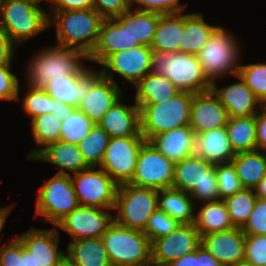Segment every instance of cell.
<instances>
[{"label":"cell","instance_id":"cell-5","mask_svg":"<svg viewBox=\"0 0 266 266\" xmlns=\"http://www.w3.org/2000/svg\"><path fill=\"white\" fill-rule=\"evenodd\" d=\"M101 239L112 266L152 264L151 241L143 231L113 221Z\"/></svg>","mask_w":266,"mask_h":266},{"label":"cell","instance_id":"cell-44","mask_svg":"<svg viewBox=\"0 0 266 266\" xmlns=\"http://www.w3.org/2000/svg\"><path fill=\"white\" fill-rule=\"evenodd\" d=\"M179 225L178 221L157 209L149 218L144 233L152 243L155 239L172 233Z\"/></svg>","mask_w":266,"mask_h":266},{"label":"cell","instance_id":"cell-25","mask_svg":"<svg viewBox=\"0 0 266 266\" xmlns=\"http://www.w3.org/2000/svg\"><path fill=\"white\" fill-rule=\"evenodd\" d=\"M195 136L193 129L187 125L158 134L149 142L175 164L195 154Z\"/></svg>","mask_w":266,"mask_h":266},{"label":"cell","instance_id":"cell-21","mask_svg":"<svg viewBox=\"0 0 266 266\" xmlns=\"http://www.w3.org/2000/svg\"><path fill=\"white\" fill-rule=\"evenodd\" d=\"M241 80L229 86L218 89L213 82L211 89L219 98L222 105L226 108L229 117H250L256 115L262 103L255 97L246 83L238 75L235 76Z\"/></svg>","mask_w":266,"mask_h":266},{"label":"cell","instance_id":"cell-51","mask_svg":"<svg viewBox=\"0 0 266 266\" xmlns=\"http://www.w3.org/2000/svg\"><path fill=\"white\" fill-rule=\"evenodd\" d=\"M53 6L51 8L52 12H62L69 10H85L93 8L92 0H52Z\"/></svg>","mask_w":266,"mask_h":266},{"label":"cell","instance_id":"cell-23","mask_svg":"<svg viewBox=\"0 0 266 266\" xmlns=\"http://www.w3.org/2000/svg\"><path fill=\"white\" fill-rule=\"evenodd\" d=\"M132 48L131 35L115 18L105 19L101 25L97 43L88 55V61L102 64L110 55Z\"/></svg>","mask_w":266,"mask_h":266},{"label":"cell","instance_id":"cell-14","mask_svg":"<svg viewBox=\"0 0 266 266\" xmlns=\"http://www.w3.org/2000/svg\"><path fill=\"white\" fill-rule=\"evenodd\" d=\"M17 237L21 240L23 266H57L65 255L58 250L59 231L56 226L51 230L31 227Z\"/></svg>","mask_w":266,"mask_h":266},{"label":"cell","instance_id":"cell-62","mask_svg":"<svg viewBox=\"0 0 266 266\" xmlns=\"http://www.w3.org/2000/svg\"><path fill=\"white\" fill-rule=\"evenodd\" d=\"M129 266H152V264H144V265H129Z\"/></svg>","mask_w":266,"mask_h":266},{"label":"cell","instance_id":"cell-27","mask_svg":"<svg viewBox=\"0 0 266 266\" xmlns=\"http://www.w3.org/2000/svg\"><path fill=\"white\" fill-rule=\"evenodd\" d=\"M33 160H41L57 165L60 170L56 174L60 175L71 176L68 171L77 174L89 168L83 159L78 145L63 141L48 145Z\"/></svg>","mask_w":266,"mask_h":266},{"label":"cell","instance_id":"cell-4","mask_svg":"<svg viewBox=\"0 0 266 266\" xmlns=\"http://www.w3.org/2000/svg\"><path fill=\"white\" fill-rule=\"evenodd\" d=\"M172 188L189 193L194 202L222 200L218 191L216 164L196 154L175 163Z\"/></svg>","mask_w":266,"mask_h":266},{"label":"cell","instance_id":"cell-19","mask_svg":"<svg viewBox=\"0 0 266 266\" xmlns=\"http://www.w3.org/2000/svg\"><path fill=\"white\" fill-rule=\"evenodd\" d=\"M100 70L89 69L85 74H69L51 79L43 89L53 98L74 108L87 96L90 87L101 77Z\"/></svg>","mask_w":266,"mask_h":266},{"label":"cell","instance_id":"cell-31","mask_svg":"<svg viewBox=\"0 0 266 266\" xmlns=\"http://www.w3.org/2000/svg\"><path fill=\"white\" fill-rule=\"evenodd\" d=\"M66 255L75 266H112L101 238L71 241Z\"/></svg>","mask_w":266,"mask_h":266},{"label":"cell","instance_id":"cell-2","mask_svg":"<svg viewBox=\"0 0 266 266\" xmlns=\"http://www.w3.org/2000/svg\"><path fill=\"white\" fill-rule=\"evenodd\" d=\"M88 56L81 50L55 45L46 48L29 61L27 78L32 88H43L51 79L69 74H85L90 68L81 60Z\"/></svg>","mask_w":266,"mask_h":266},{"label":"cell","instance_id":"cell-3","mask_svg":"<svg viewBox=\"0 0 266 266\" xmlns=\"http://www.w3.org/2000/svg\"><path fill=\"white\" fill-rule=\"evenodd\" d=\"M193 93L181 91L156 104H137L140 108V132L149 142L154 136L190 123Z\"/></svg>","mask_w":266,"mask_h":266},{"label":"cell","instance_id":"cell-24","mask_svg":"<svg viewBox=\"0 0 266 266\" xmlns=\"http://www.w3.org/2000/svg\"><path fill=\"white\" fill-rule=\"evenodd\" d=\"M110 138L134 137L140 133V108L118 100L97 123Z\"/></svg>","mask_w":266,"mask_h":266},{"label":"cell","instance_id":"cell-20","mask_svg":"<svg viewBox=\"0 0 266 266\" xmlns=\"http://www.w3.org/2000/svg\"><path fill=\"white\" fill-rule=\"evenodd\" d=\"M201 245L224 266L244 261L245 234L241 228L203 235Z\"/></svg>","mask_w":266,"mask_h":266},{"label":"cell","instance_id":"cell-55","mask_svg":"<svg viewBox=\"0 0 266 266\" xmlns=\"http://www.w3.org/2000/svg\"><path fill=\"white\" fill-rule=\"evenodd\" d=\"M198 266H224L205 247H198Z\"/></svg>","mask_w":266,"mask_h":266},{"label":"cell","instance_id":"cell-18","mask_svg":"<svg viewBox=\"0 0 266 266\" xmlns=\"http://www.w3.org/2000/svg\"><path fill=\"white\" fill-rule=\"evenodd\" d=\"M228 119L226 108L212 89L193 93L189 126L195 135L225 127Z\"/></svg>","mask_w":266,"mask_h":266},{"label":"cell","instance_id":"cell-48","mask_svg":"<svg viewBox=\"0 0 266 266\" xmlns=\"http://www.w3.org/2000/svg\"><path fill=\"white\" fill-rule=\"evenodd\" d=\"M11 65H0V100H19V80L10 70Z\"/></svg>","mask_w":266,"mask_h":266},{"label":"cell","instance_id":"cell-34","mask_svg":"<svg viewBox=\"0 0 266 266\" xmlns=\"http://www.w3.org/2000/svg\"><path fill=\"white\" fill-rule=\"evenodd\" d=\"M231 163L243 188L254 189L266 175V153L262 151L238 153Z\"/></svg>","mask_w":266,"mask_h":266},{"label":"cell","instance_id":"cell-26","mask_svg":"<svg viewBox=\"0 0 266 266\" xmlns=\"http://www.w3.org/2000/svg\"><path fill=\"white\" fill-rule=\"evenodd\" d=\"M195 154L214 164L231 163L236 155L225 127L196 135Z\"/></svg>","mask_w":266,"mask_h":266},{"label":"cell","instance_id":"cell-8","mask_svg":"<svg viewBox=\"0 0 266 266\" xmlns=\"http://www.w3.org/2000/svg\"><path fill=\"white\" fill-rule=\"evenodd\" d=\"M0 26L16 45L34 37L49 27V15L32 2L0 0Z\"/></svg>","mask_w":266,"mask_h":266},{"label":"cell","instance_id":"cell-41","mask_svg":"<svg viewBox=\"0 0 266 266\" xmlns=\"http://www.w3.org/2000/svg\"><path fill=\"white\" fill-rule=\"evenodd\" d=\"M238 76L262 105L266 106V63L240 65Z\"/></svg>","mask_w":266,"mask_h":266},{"label":"cell","instance_id":"cell-54","mask_svg":"<svg viewBox=\"0 0 266 266\" xmlns=\"http://www.w3.org/2000/svg\"><path fill=\"white\" fill-rule=\"evenodd\" d=\"M76 108L65 104L61 100L52 97V110L51 114L54 115L59 121L63 122L67 119Z\"/></svg>","mask_w":266,"mask_h":266},{"label":"cell","instance_id":"cell-57","mask_svg":"<svg viewBox=\"0 0 266 266\" xmlns=\"http://www.w3.org/2000/svg\"><path fill=\"white\" fill-rule=\"evenodd\" d=\"M254 191L257 198L266 199V175L260 180Z\"/></svg>","mask_w":266,"mask_h":266},{"label":"cell","instance_id":"cell-7","mask_svg":"<svg viewBox=\"0 0 266 266\" xmlns=\"http://www.w3.org/2000/svg\"><path fill=\"white\" fill-rule=\"evenodd\" d=\"M230 32L219 26L197 57L207 80L212 84L227 74L238 75L240 45ZM238 62V63H237Z\"/></svg>","mask_w":266,"mask_h":266},{"label":"cell","instance_id":"cell-58","mask_svg":"<svg viewBox=\"0 0 266 266\" xmlns=\"http://www.w3.org/2000/svg\"><path fill=\"white\" fill-rule=\"evenodd\" d=\"M13 206H7L5 208H0V235L1 231L3 230V227L5 225V221L7 217L9 216V213L11 211Z\"/></svg>","mask_w":266,"mask_h":266},{"label":"cell","instance_id":"cell-1","mask_svg":"<svg viewBox=\"0 0 266 266\" xmlns=\"http://www.w3.org/2000/svg\"><path fill=\"white\" fill-rule=\"evenodd\" d=\"M52 13H48L49 26L55 25L57 29L56 45L81 50L88 56L105 19L94 8Z\"/></svg>","mask_w":266,"mask_h":266},{"label":"cell","instance_id":"cell-16","mask_svg":"<svg viewBox=\"0 0 266 266\" xmlns=\"http://www.w3.org/2000/svg\"><path fill=\"white\" fill-rule=\"evenodd\" d=\"M201 245V236L193 224H180L172 233L151 243L152 266H168Z\"/></svg>","mask_w":266,"mask_h":266},{"label":"cell","instance_id":"cell-13","mask_svg":"<svg viewBox=\"0 0 266 266\" xmlns=\"http://www.w3.org/2000/svg\"><path fill=\"white\" fill-rule=\"evenodd\" d=\"M89 167L71 176L79 204L114 209L118 185L103 169Z\"/></svg>","mask_w":266,"mask_h":266},{"label":"cell","instance_id":"cell-40","mask_svg":"<svg viewBox=\"0 0 266 266\" xmlns=\"http://www.w3.org/2000/svg\"><path fill=\"white\" fill-rule=\"evenodd\" d=\"M95 123L86 116L79 108L61 124L60 140L63 142L78 145L94 127Z\"/></svg>","mask_w":266,"mask_h":266},{"label":"cell","instance_id":"cell-35","mask_svg":"<svg viewBox=\"0 0 266 266\" xmlns=\"http://www.w3.org/2000/svg\"><path fill=\"white\" fill-rule=\"evenodd\" d=\"M203 207L195 214L193 225L200 236L234 228L223 200L202 202Z\"/></svg>","mask_w":266,"mask_h":266},{"label":"cell","instance_id":"cell-56","mask_svg":"<svg viewBox=\"0 0 266 266\" xmlns=\"http://www.w3.org/2000/svg\"><path fill=\"white\" fill-rule=\"evenodd\" d=\"M168 266H198V248L189 254L181 256Z\"/></svg>","mask_w":266,"mask_h":266},{"label":"cell","instance_id":"cell-9","mask_svg":"<svg viewBox=\"0 0 266 266\" xmlns=\"http://www.w3.org/2000/svg\"><path fill=\"white\" fill-rule=\"evenodd\" d=\"M158 190L122 184L117 187L114 221L124 227L145 231L151 215L158 209Z\"/></svg>","mask_w":266,"mask_h":266},{"label":"cell","instance_id":"cell-43","mask_svg":"<svg viewBox=\"0 0 266 266\" xmlns=\"http://www.w3.org/2000/svg\"><path fill=\"white\" fill-rule=\"evenodd\" d=\"M216 176L218 191L222 200L243 189L232 163L216 164Z\"/></svg>","mask_w":266,"mask_h":266},{"label":"cell","instance_id":"cell-15","mask_svg":"<svg viewBox=\"0 0 266 266\" xmlns=\"http://www.w3.org/2000/svg\"><path fill=\"white\" fill-rule=\"evenodd\" d=\"M152 53V48L147 45L116 52L101 64L104 67L100 70L101 75L114 81L113 73H116L135 86L151 72Z\"/></svg>","mask_w":266,"mask_h":266},{"label":"cell","instance_id":"cell-46","mask_svg":"<svg viewBox=\"0 0 266 266\" xmlns=\"http://www.w3.org/2000/svg\"><path fill=\"white\" fill-rule=\"evenodd\" d=\"M241 230L245 235H266V199L257 198L252 213Z\"/></svg>","mask_w":266,"mask_h":266},{"label":"cell","instance_id":"cell-11","mask_svg":"<svg viewBox=\"0 0 266 266\" xmlns=\"http://www.w3.org/2000/svg\"><path fill=\"white\" fill-rule=\"evenodd\" d=\"M146 142L141 132L134 137L110 138L100 165L119 186L129 184L135 174L140 148Z\"/></svg>","mask_w":266,"mask_h":266},{"label":"cell","instance_id":"cell-29","mask_svg":"<svg viewBox=\"0 0 266 266\" xmlns=\"http://www.w3.org/2000/svg\"><path fill=\"white\" fill-rule=\"evenodd\" d=\"M218 27L207 24L201 13L183 14V31L179 52L197 55Z\"/></svg>","mask_w":266,"mask_h":266},{"label":"cell","instance_id":"cell-30","mask_svg":"<svg viewBox=\"0 0 266 266\" xmlns=\"http://www.w3.org/2000/svg\"><path fill=\"white\" fill-rule=\"evenodd\" d=\"M183 31V13L161 14L150 47L155 53L179 52Z\"/></svg>","mask_w":266,"mask_h":266},{"label":"cell","instance_id":"cell-33","mask_svg":"<svg viewBox=\"0 0 266 266\" xmlns=\"http://www.w3.org/2000/svg\"><path fill=\"white\" fill-rule=\"evenodd\" d=\"M158 210L180 224H193L195 204L189 193L174 188L158 190Z\"/></svg>","mask_w":266,"mask_h":266},{"label":"cell","instance_id":"cell-49","mask_svg":"<svg viewBox=\"0 0 266 266\" xmlns=\"http://www.w3.org/2000/svg\"><path fill=\"white\" fill-rule=\"evenodd\" d=\"M93 8L104 18L114 19L130 9L129 0H92Z\"/></svg>","mask_w":266,"mask_h":266},{"label":"cell","instance_id":"cell-32","mask_svg":"<svg viewBox=\"0 0 266 266\" xmlns=\"http://www.w3.org/2000/svg\"><path fill=\"white\" fill-rule=\"evenodd\" d=\"M136 104H156L173 98L181 92L170 79L154 73L147 74L136 85Z\"/></svg>","mask_w":266,"mask_h":266},{"label":"cell","instance_id":"cell-53","mask_svg":"<svg viewBox=\"0 0 266 266\" xmlns=\"http://www.w3.org/2000/svg\"><path fill=\"white\" fill-rule=\"evenodd\" d=\"M260 114H256L257 150L266 153V106H262Z\"/></svg>","mask_w":266,"mask_h":266},{"label":"cell","instance_id":"cell-39","mask_svg":"<svg viewBox=\"0 0 266 266\" xmlns=\"http://www.w3.org/2000/svg\"><path fill=\"white\" fill-rule=\"evenodd\" d=\"M256 200L254 189L247 188L223 199L234 227L242 228L245 225Z\"/></svg>","mask_w":266,"mask_h":266},{"label":"cell","instance_id":"cell-47","mask_svg":"<svg viewBox=\"0 0 266 266\" xmlns=\"http://www.w3.org/2000/svg\"><path fill=\"white\" fill-rule=\"evenodd\" d=\"M139 4L138 6H135ZM130 8L135 10L157 12L160 14L182 13L185 6L179 0H129Z\"/></svg>","mask_w":266,"mask_h":266},{"label":"cell","instance_id":"cell-36","mask_svg":"<svg viewBox=\"0 0 266 266\" xmlns=\"http://www.w3.org/2000/svg\"><path fill=\"white\" fill-rule=\"evenodd\" d=\"M225 128L235 154L257 150L256 115L229 117Z\"/></svg>","mask_w":266,"mask_h":266},{"label":"cell","instance_id":"cell-6","mask_svg":"<svg viewBox=\"0 0 266 266\" xmlns=\"http://www.w3.org/2000/svg\"><path fill=\"white\" fill-rule=\"evenodd\" d=\"M151 73L165 76L181 91L194 94L210 90L212 86L194 54L153 52Z\"/></svg>","mask_w":266,"mask_h":266},{"label":"cell","instance_id":"cell-45","mask_svg":"<svg viewBox=\"0 0 266 266\" xmlns=\"http://www.w3.org/2000/svg\"><path fill=\"white\" fill-rule=\"evenodd\" d=\"M244 261L266 266V235H245Z\"/></svg>","mask_w":266,"mask_h":266},{"label":"cell","instance_id":"cell-42","mask_svg":"<svg viewBox=\"0 0 266 266\" xmlns=\"http://www.w3.org/2000/svg\"><path fill=\"white\" fill-rule=\"evenodd\" d=\"M28 88L23 98V108L31 119L43 113H51L52 97L43 88Z\"/></svg>","mask_w":266,"mask_h":266},{"label":"cell","instance_id":"cell-22","mask_svg":"<svg viewBox=\"0 0 266 266\" xmlns=\"http://www.w3.org/2000/svg\"><path fill=\"white\" fill-rule=\"evenodd\" d=\"M122 89L117 81L101 76L91 87L87 96L80 102L79 109L97 124L108 110L121 99Z\"/></svg>","mask_w":266,"mask_h":266},{"label":"cell","instance_id":"cell-17","mask_svg":"<svg viewBox=\"0 0 266 266\" xmlns=\"http://www.w3.org/2000/svg\"><path fill=\"white\" fill-rule=\"evenodd\" d=\"M114 217L106 209L79 205L67 214L56 227L68 233L73 241L88 238H101Z\"/></svg>","mask_w":266,"mask_h":266},{"label":"cell","instance_id":"cell-12","mask_svg":"<svg viewBox=\"0 0 266 266\" xmlns=\"http://www.w3.org/2000/svg\"><path fill=\"white\" fill-rule=\"evenodd\" d=\"M175 164L150 142L140 148L135 174L129 183L135 187L170 189L174 182Z\"/></svg>","mask_w":266,"mask_h":266},{"label":"cell","instance_id":"cell-59","mask_svg":"<svg viewBox=\"0 0 266 266\" xmlns=\"http://www.w3.org/2000/svg\"><path fill=\"white\" fill-rule=\"evenodd\" d=\"M57 266H75V265L65 254L63 258L58 262Z\"/></svg>","mask_w":266,"mask_h":266},{"label":"cell","instance_id":"cell-60","mask_svg":"<svg viewBox=\"0 0 266 266\" xmlns=\"http://www.w3.org/2000/svg\"><path fill=\"white\" fill-rule=\"evenodd\" d=\"M24 1H29V2H32V3H34V4H36V5H38V6H40V3L42 2V1H46V2H48V3H52V0H24Z\"/></svg>","mask_w":266,"mask_h":266},{"label":"cell","instance_id":"cell-28","mask_svg":"<svg viewBox=\"0 0 266 266\" xmlns=\"http://www.w3.org/2000/svg\"><path fill=\"white\" fill-rule=\"evenodd\" d=\"M160 13L135 10L131 8L115 19L124 27L127 28L131 35L132 48L147 45L150 46L154 39L156 26Z\"/></svg>","mask_w":266,"mask_h":266},{"label":"cell","instance_id":"cell-52","mask_svg":"<svg viewBox=\"0 0 266 266\" xmlns=\"http://www.w3.org/2000/svg\"><path fill=\"white\" fill-rule=\"evenodd\" d=\"M14 46L15 44L10 40L8 33L0 26V65H11L16 49Z\"/></svg>","mask_w":266,"mask_h":266},{"label":"cell","instance_id":"cell-10","mask_svg":"<svg viewBox=\"0 0 266 266\" xmlns=\"http://www.w3.org/2000/svg\"><path fill=\"white\" fill-rule=\"evenodd\" d=\"M36 214L56 226L80 204L69 175L56 174L39 187Z\"/></svg>","mask_w":266,"mask_h":266},{"label":"cell","instance_id":"cell-38","mask_svg":"<svg viewBox=\"0 0 266 266\" xmlns=\"http://www.w3.org/2000/svg\"><path fill=\"white\" fill-rule=\"evenodd\" d=\"M110 140L108 133L98 124H95L91 132L78 144L85 163L89 167L100 166Z\"/></svg>","mask_w":266,"mask_h":266},{"label":"cell","instance_id":"cell-61","mask_svg":"<svg viewBox=\"0 0 266 266\" xmlns=\"http://www.w3.org/2000/svg\"><path fill=\"white\" fill-rule=\"evenodd\" d=\"M232 266H253V265L248 263V262L243 261V262H239V263L232 265Z\"/></svg>","mask_w":266,"mask_h":266},{"label":"cell","instance_id":"cell-50","mask_svg":"<svg viewBox=\"0 0 266 266\" xmlns=\"http://www.w3.org/2000/svg\"><path fill=\"white\" fill-rule=\"evenodd\" d=\"M0 266H23L21 240L17 236L0 247Z\"/></svg>","mask_w":266,"mask_h":266},{"label":"cell","instance_id":"cell-37","mask_svg":"<svg viewBox=\"0 0 266 266\" xmlns=\"http://www.w3.org/2000/svg\"><path fill=\"white\" fill-rule=\"evenodd\" d=\"M61 124L62 122L51 113H43L31 120L32 135L42 148L31 150L26 156L27 159L33 160L48 145L60 140Z\"/></svg>","mask_w":266,"mask_h":266}]
</instances>
